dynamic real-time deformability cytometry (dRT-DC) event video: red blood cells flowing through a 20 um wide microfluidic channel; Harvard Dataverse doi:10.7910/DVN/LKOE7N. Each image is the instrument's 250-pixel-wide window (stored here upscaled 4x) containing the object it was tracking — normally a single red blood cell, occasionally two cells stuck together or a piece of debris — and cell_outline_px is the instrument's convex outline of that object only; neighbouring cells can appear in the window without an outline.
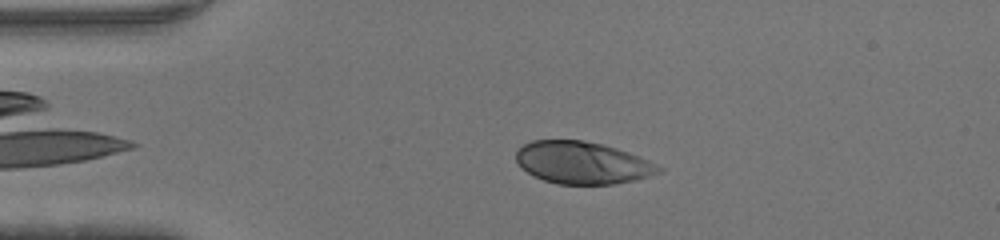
{"species": "human", "species_latin": "Homo sapiens", "temperature_condition": "warm", "stored_images_in_passage": 39, "camera_frame_rate_fps": 3000, "um_per_image_px": 0.085, "donor": {"sex": "male"}, "frame": {"image": 1, "passage_image": 3, "time_ms": 0.667, "image_size_px": [1000, 240], "cell_outline_px": [[664, 168], [660, 172], [636, 180], [612, 184], [556, 184], [544, 180], [528, 172], [516, 160], [516, 148], [532, 140], [584, 140], [604, 144], [640, 156]], "centroid_in_image_um": [49.51, 13.82], "position_along_channel_um": 35.5, "area_um2": 35.08}}
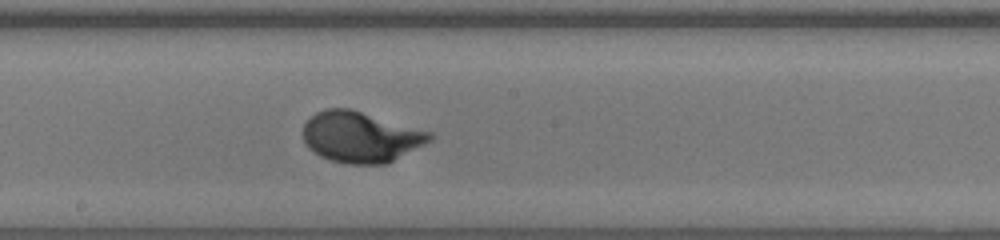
{"frame": {"image": 2, "passage_image": 18, "time_ms": 5.667, "image_size_px": [1000, 240], "cell_outline_px": [[436, 136], [432, 140], [388, 164], [348, 164], [332, 160], [320, 156], [308, 148], [304, 144], [304, 124], [316, 112], [324, 108], [348, 108], [432, 132]], "centroid_in_image_um": [30.67, 11.65], "position_along_channel_um": 217.5, "area_um2": 37.51}}
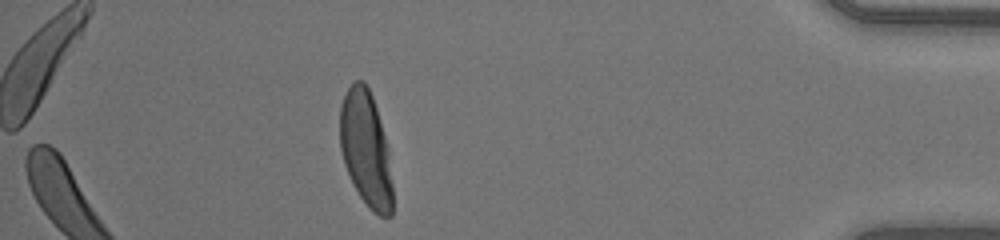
{"frame": {"image": 3, "passage_image": 34, "time_ms": 11.0, "image_size_px": [1000, 240], "cell_outline_px": [[392, 216], [380, 216], [372, 212], [360, 196], [352, 184], [344, 164], [340, 148], [340, 108], [344, 96], [348, 88], [356, 80], [364, 80], [372, 96], [376, 108], [388, 148], [392, 184]], "centroid_in_image_um": [31.09, 12.68], "position_along_channel_um": 404.1, "area_um2": 35.32}}